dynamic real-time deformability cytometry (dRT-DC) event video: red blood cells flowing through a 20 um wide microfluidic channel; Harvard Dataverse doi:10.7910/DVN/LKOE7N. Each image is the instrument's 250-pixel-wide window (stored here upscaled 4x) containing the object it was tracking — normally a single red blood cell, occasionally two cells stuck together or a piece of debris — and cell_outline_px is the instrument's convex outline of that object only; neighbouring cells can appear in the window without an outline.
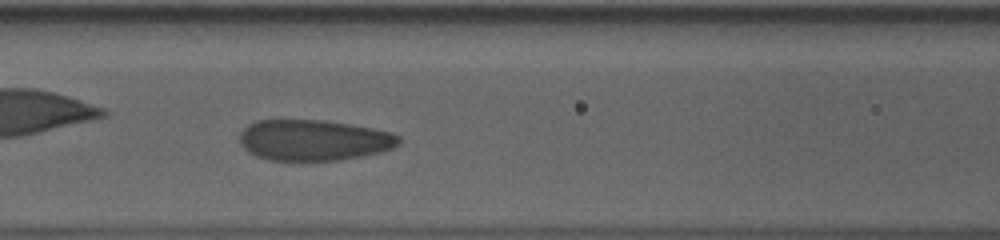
{"species": "human", "species_latin": "Homo sapiens", "temperature_condition": "cold", "stored_images_in_passage": 42, "camera_frame_rate_fps": 3000, "um_per_image_px": 0.085, "donor": {"sex": "male"}, "frame": {"image": 1, "passage_image": 18, "time_ms": 5.667, "image_size_px": [1000, 240], "cell_outline_px": [[400, 144], [392, 148], [380, 152], [340, 160], [268, 160], [256, 156], [248, 152], [240, 144], [240, 132], [248, 124], [256, 120], [324, 120], [372, 128], [392, 132], [400, 136]], "centroid_in_image_um": [26.65, 11.91], "position_along_channel_um": 139.9, "area_um2": 37.97}}
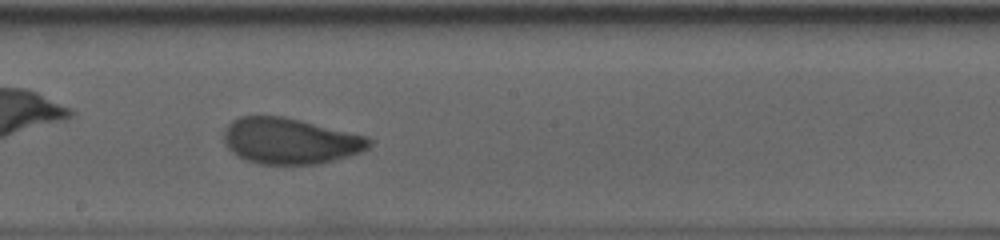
{"frame": {"image": 2, "passage_image": 25, "time_ms": 8.0, "image_size_px": [1000, 240], "cell_outline_px": [[372, 144], [368, 148], [360, 152], [348, 156], [320, 164], [260, 164], [236, 156], [224, 144], [224, 132], [228, 124], [232, 120], [240, 116], [284, 116], [364, 136], [372, 140]], "centroid_in_image_um": [24.62, 11.99], "position_along_channel_um": 223.6, "area_um2": 38.73}}
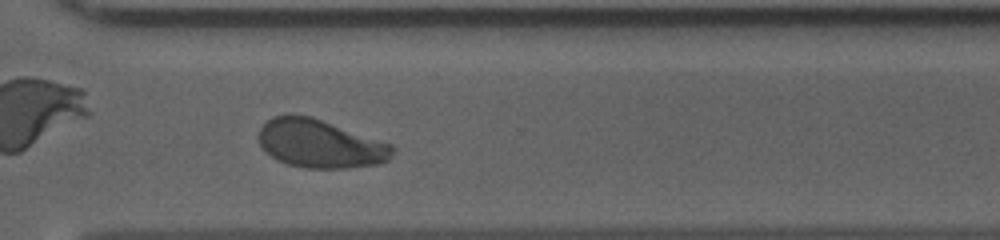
{"frame": {"image": 3, "passage_image": 35, "time_ms": 11.333, "image_size_px": [1000, 240], "cell_outline_px": [[396, 148], [392, 156], [388, 160], [380, 164], [348, 168], [304, 168], [288, 164], [276, 160], [264, 152], [256, 136], [260, 128], [272, 116], [312, 116], [392, 144]], "centroid_in_image_um": [27.21, 12.23], "position_along_channel_um": 343.4, "area_um2": 37.92}}